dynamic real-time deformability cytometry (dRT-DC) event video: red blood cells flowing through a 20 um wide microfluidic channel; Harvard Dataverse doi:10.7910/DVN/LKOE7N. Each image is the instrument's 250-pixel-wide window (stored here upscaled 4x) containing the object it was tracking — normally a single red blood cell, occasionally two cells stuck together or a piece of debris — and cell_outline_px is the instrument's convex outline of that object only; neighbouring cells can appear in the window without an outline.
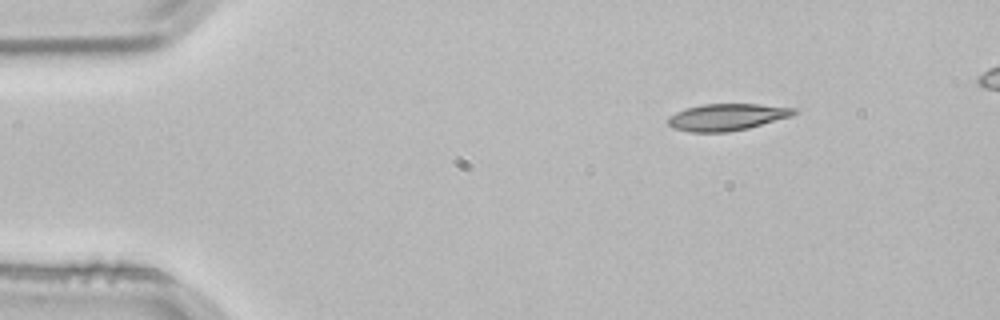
{"species": "common noctule bat (a hibernating species)", "species_latin": "Nyctalus noctula", "temperature_condition": "room temperature", "stored_images_in_passage": 3, "camera_frame_rate_fps": 3000, "um_per_image_px": 0.085, "animal": {"sex": "male", "body_mass_g": 21.5, "forearm_length_mm": 52.0}, "frame": {"image": 1, "passage_image": 1, "time_ms": 0.0, "image_size_px": [1000, 320], "cell_outline_px": [[796, 112], [792, 116], [748, 128], [728, 132], [688, 132], [672, 128], [668, 124], [668, 116], [684, 108], [704, 104], [760, 104], [796, 108]], "centroid_in_image_um": [61.75, 9.95], "position_along_channel_um": 23.2, "area_um2": 19.77}}